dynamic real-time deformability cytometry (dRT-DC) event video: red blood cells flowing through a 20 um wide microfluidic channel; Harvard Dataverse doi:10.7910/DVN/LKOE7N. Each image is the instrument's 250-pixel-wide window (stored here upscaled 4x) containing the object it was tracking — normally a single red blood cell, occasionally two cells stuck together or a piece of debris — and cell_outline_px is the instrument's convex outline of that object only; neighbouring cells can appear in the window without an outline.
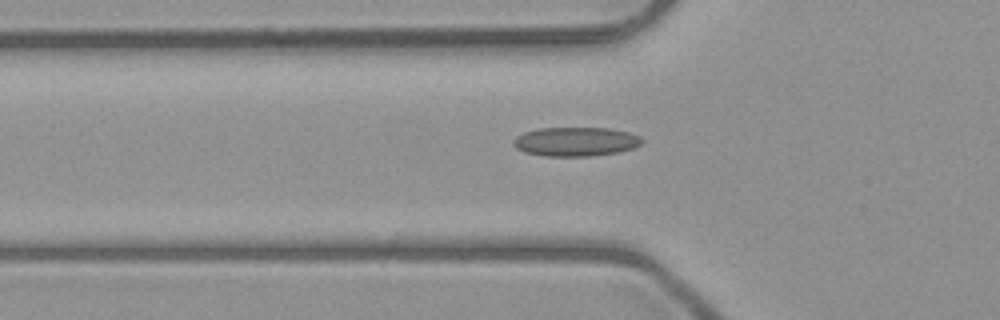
{"species": "common noctule bat (a hibernating species)", "species_latin": "Nyctalus noctula", "temperature_condition": "room temperature", "stored_images_in_passage": 40, "camera_frame_rate_fps": 3000, "um_per_image_px": 0.085, "animal": {"sex": "male", "body_mass_g": 23.1, "forearm_length_mm": 52.7}, "frame": {"image": 1, "passage_image": 9, "time_ms": 2.667, "image_size_px": [1000, 320], "cell_outline_px": [[644, 140], [640, 144], [632, 148], [620, 152], [592, 156], [544, 156], [524, 152], [516, 148], [512, 144], [512, 140], [516, 136], [524, 132], [540, 128], [608, 128], [628, 132], [640, 136]], "centroid_in_image_um": [48.91, 12.04], "position_along_channel_um": 76.9, "area_um2": 21.91}}
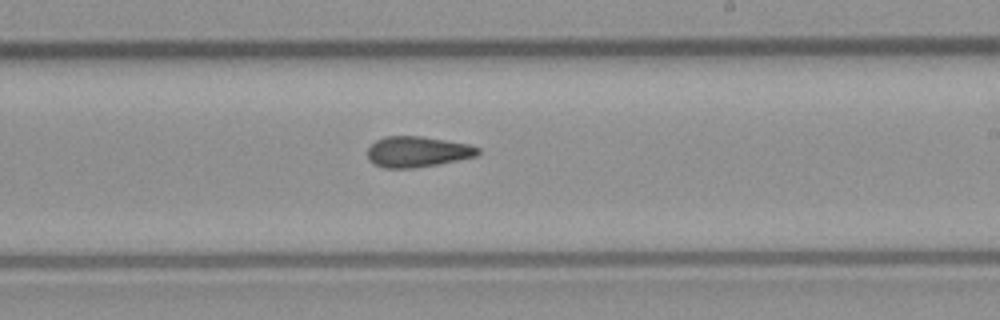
{"frame": {"image": 2, "passage_image": 22, "time_ms": 7.0, "image_size_px": [1000, 320], "cell_outline_px": [[480, 152], [476, 156], [416, 168], [384, 168], [368, 160], [368, 148], [376, 140], [384, 136], [420, 136], [468, 144], [480, 148]], "centroid_in_image_um": [35.46, 12.89], "position_along_channel_um": 253.5, "area_um2": 19.59}}
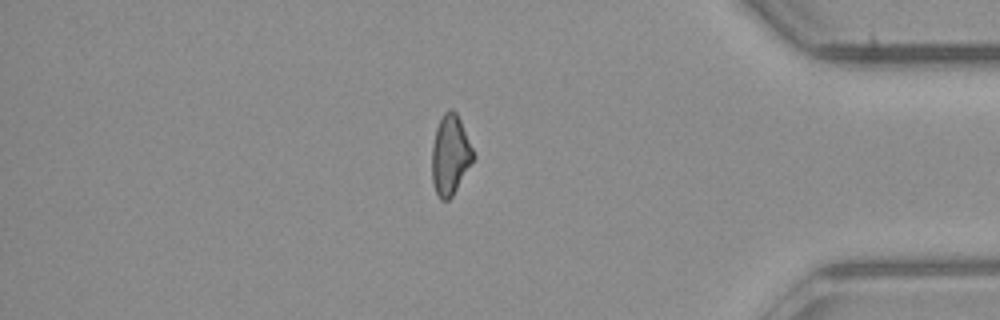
{"frame": {"image": 3, "passage_image": 35, "time_ms": 11.333, "image_size_px": [1000, 320], "cell_outline_px": [[476, 156], [452, 196], [448, 200], [440, 200], [436, 192], [432, 180], [432, 144], [436, 128], [444, 112], [448, 108], [452, 108], [456, 112], [460, 120]], "centroid_in_image_um": [38.27, 13.16], "position_along_channel_um": 396.9, "area_um2": 19.19}}